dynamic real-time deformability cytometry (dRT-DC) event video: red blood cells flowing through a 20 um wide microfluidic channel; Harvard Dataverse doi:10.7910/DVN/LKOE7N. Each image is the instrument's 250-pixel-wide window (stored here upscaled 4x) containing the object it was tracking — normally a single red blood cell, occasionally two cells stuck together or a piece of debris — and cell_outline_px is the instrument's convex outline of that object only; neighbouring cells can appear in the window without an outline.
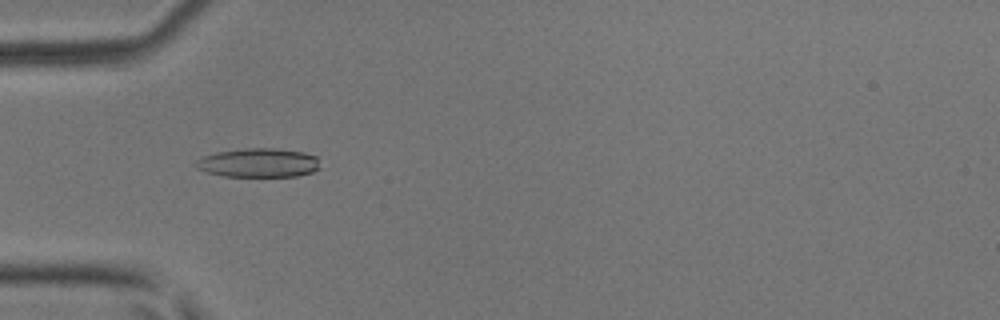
{"species": "common noctule bat (a hibernating species)", "species_latin": "Nyctalus noctula", "temperature_condition": "room temperature", "stored_images_in_passage": 37, "camera_frame_rate_fps": 3000, "um_per_image_px": 0.085, "animal": {"sex": "male", "body_mass_g": 17.9, "forearm_length_mm": 54.2}, "frame": {"image": 1, "passage_image": 4, "time_ms": 1.0, "image_size_px": [1000, 320], "cell_outline_px": [[320, 168], [312, 172], [296, 176], [224, 176], [208, 172], [196, 168], [196, 160], [204, 156], [216, 152], [244, 148], [276, 148], [304, 152], [316, 156]], "centroid_in_image_um": [21.99, 13.83], "position_along_channel_um": 63.0, "area_um2": 20.92}}
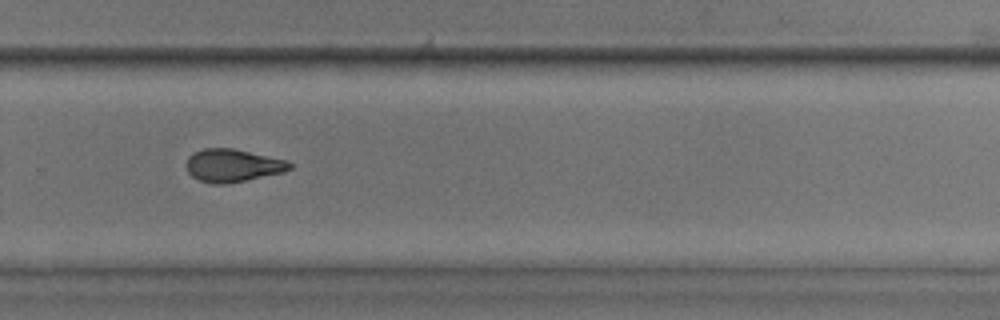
{"frame": {"image": 2, "passage_image": 22, "time_ms": 7.0, "image_size_px": [1000, 320], "cell_outline_px": [[292, 168], [284, 172], [228, 184], [212, 184], [200, 180], [192, 176], [188, 172], [184, 164], [188, 156], [192, 152], [204, 148], [232, 148], [284, 160], [292, 164]], "centroid_in_image_um": [19.72, 14.07], "position_along_channel_um": 310.1, "area_um2": 19.83}}
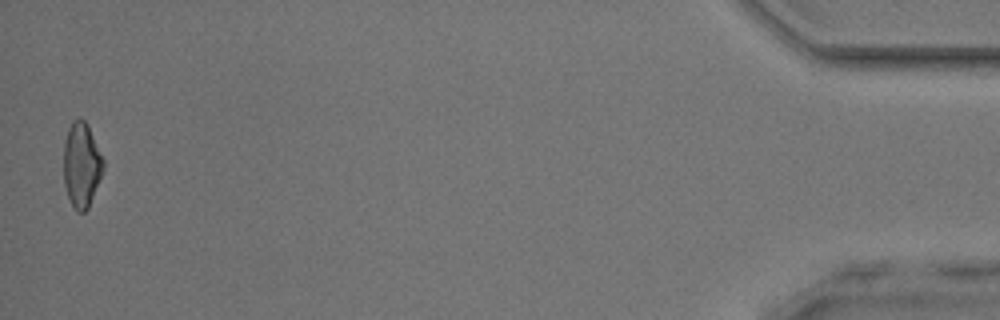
{"frame": {"image": 3, "passage_image": 37, "time_ms": 12.0, "image_size_px": [1000, 320], "cell_outline_px": [[104, 168], [88, 208], [84, 212], [76, 212], [68, 196], [64, 184], [64, 140], [68, 128], [72, 120], [80, 116], [88, 124], [104, 160]], "centroid_in_image_um": [6.92, 13.97], "position_along_channel_um": 428.3, "area_um2": 19.71}, "authors_computed_cell_mechanics": {"area_um2": 19.8254, "velocity_mm_per_s": 4.1728, "shape_relaxation_time_tau1_ms": null, "shape_relaxation_time_tau2_ms": 2.4364, "deformation_change_tau1": null, "deformation_change_tau2": 0.0932}}